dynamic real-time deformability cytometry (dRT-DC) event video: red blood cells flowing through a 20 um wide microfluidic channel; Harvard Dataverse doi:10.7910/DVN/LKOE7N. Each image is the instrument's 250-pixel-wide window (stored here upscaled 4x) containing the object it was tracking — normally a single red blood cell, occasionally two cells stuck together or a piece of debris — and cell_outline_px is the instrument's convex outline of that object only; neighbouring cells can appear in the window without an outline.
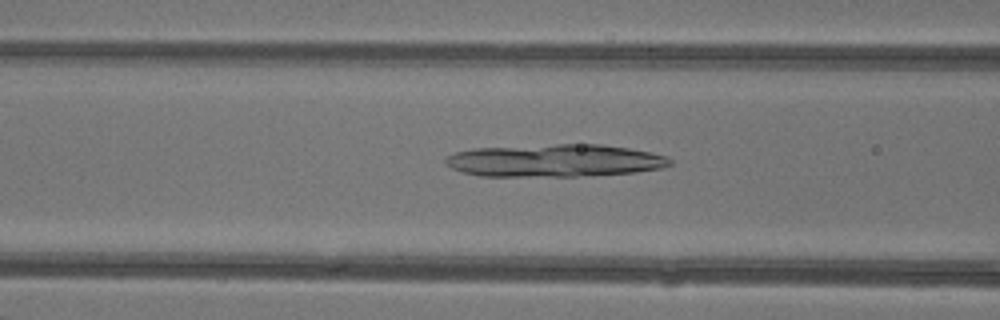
{"species": "common noctule bat (a hibernating species)", "species_latin": "Nyctalus noctula", "temperature_condition": "warm", "stored_images_in_passage": 45, "camera_frame_rate_fps": 3000, "um_per_image_px": 0.085, "animal": {"sex": "female"}, "frame": {"image": 1, "passage_image": 19, "time_ms": 6.0, "image_size_px": [1000, 320], "cell_outline_px": [[672, 164], [664, 168], [636, 172], [576, 176], [480, 176], [464, 172], [452, 168], [444, 164], [444, 156], [456, 152], [476, 148], [556, 144], [600, 144], [628, 148], [668, 156], [672, 160]], "centroid_in_image_um": [47.16, 13.65], "position_along_channel_um": 119.4, "area_um2": 42.71}}
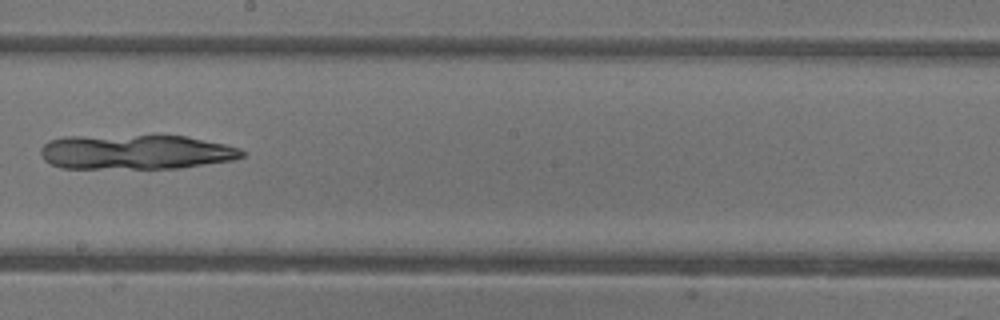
{"frame": {"image": 2, "passage_image": 27, "time_ms": 8.667, "image_size_px": [1000, 320], "cell_outline_px": [[244, 156], [232, 160], [180, 168], [60, 168], [44, 160], [40, 156], [40, 148], [48, 140], [64, 136], [184, 136], [224, 144], [240, 148], [244, 152]], "centroid_in_image_um": [11.49, 12.92], "position_along_channel_um": 236.7, "area_um2": 40.63}}
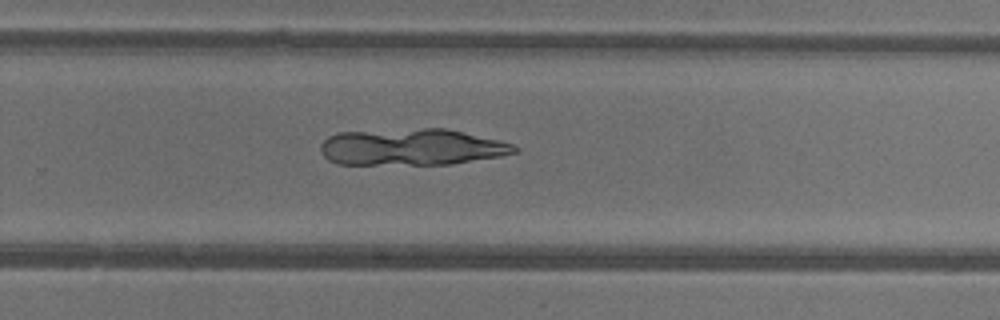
{"frame": {"image": 3, "passage_image": 31, "time_ms": 10.0, "image_size_px": [1000, 320], "cell_outline_px": [[520, 152], [500, 156], [452, 164], [336, 164], [328, 160], [320, 152], [320, 144], [328, 136], [340, 132], [424, 128], [444, 128], [496, 140], [512, 144], [520, 148]], "centroid_in_image_um": [34.96, 12.51], "position_along_channel_um": 294.8, "area_um2": 41.27}}